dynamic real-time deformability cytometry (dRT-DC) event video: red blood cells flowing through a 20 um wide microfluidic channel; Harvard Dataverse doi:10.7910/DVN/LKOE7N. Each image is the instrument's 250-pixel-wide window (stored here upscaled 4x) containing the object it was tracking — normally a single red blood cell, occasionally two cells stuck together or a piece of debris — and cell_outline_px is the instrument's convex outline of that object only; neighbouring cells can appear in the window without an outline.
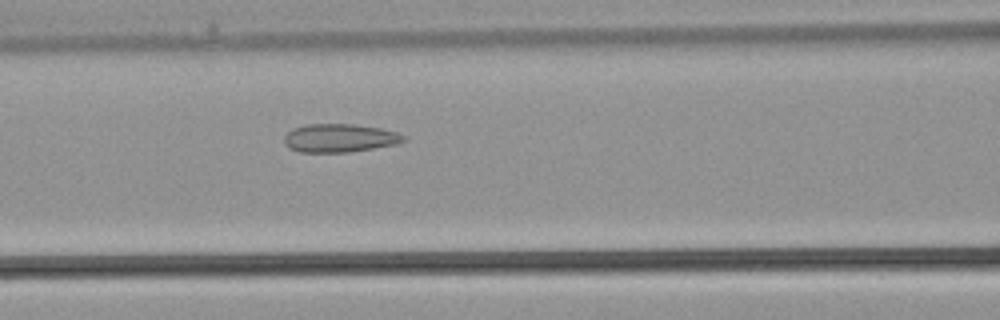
{"species": "common noctule bat (a hibernating species)", "species_latin": "Nyctalus noctula", "temperature_condition": "warm", "stored_images_in_passage": 35, "camera_frame_rate_fps": 3000, "um_per_image_px": 0.085, "animal": {"sex": "male", "body_mass_g": 21.5, "forearm_length_mm": 52.0}, "frame": {"image": 1, "passage_image": 14, "time_ms": 4.333, "image_size_px": [1000, 320], "cell_outline_px": [[408, 140], [396, 144], [348, 152], [300, 152], [288, 148], [284, 144], [284, 136], [292, 128], [308, 124], [356, 124], [380, 128], [396, 132], [404, 136]], "centroid_in_image_um": [28.84, 11.73], "position_along_channel_um": 137.8, "area_um2": 19.77}}
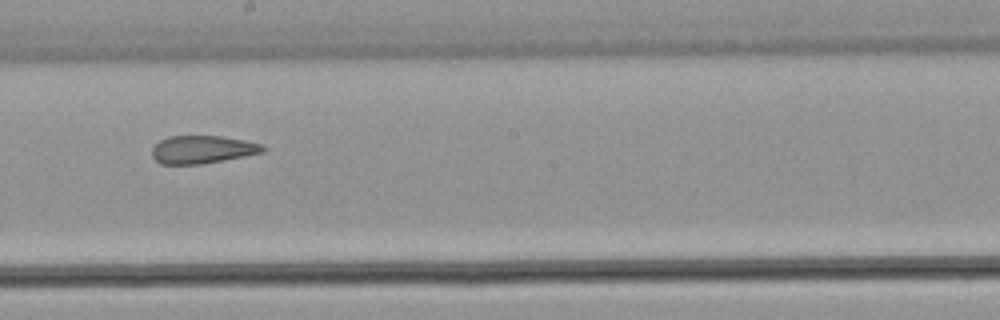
{"frame": {"image": 2, "passage_image": 19, "time_ms": 6.0, "image_size_px": [1000, 320], "cell_outline_px": [[268, 148], [264, 152], [244, 156], [200, 164], [160, 164], [152, 156], [152, 148], [160, 140], [168, 136], [220, 136], [244, 140], [260, 144]], "centroid_in_image_um": [17.19, 12.7], "position_along_channel_um": 231.0, "area_um2": 17.92}}
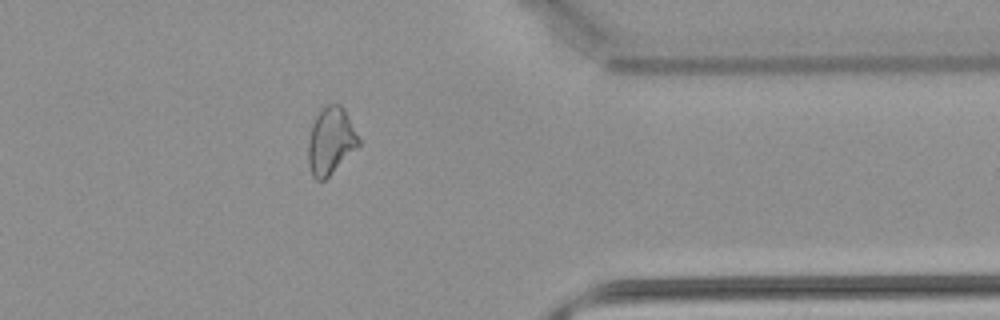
{"frame": {"image": 3, "passage_image": 28, "time_ms": 9.0, "image_size_px": [1000, 320], "cell_outline_px": [[360, 144], [324, 180], [316, 180], [312, 176], [308, 164], [308, 140], [312, 124], [320, 108], [328, 104], [340, 104], [344, 108], [360, 140]], "centroid_in_image_um": [28.08, 11.96], "position_along_channel_um": 383.3, "area_um2": 19.54}}